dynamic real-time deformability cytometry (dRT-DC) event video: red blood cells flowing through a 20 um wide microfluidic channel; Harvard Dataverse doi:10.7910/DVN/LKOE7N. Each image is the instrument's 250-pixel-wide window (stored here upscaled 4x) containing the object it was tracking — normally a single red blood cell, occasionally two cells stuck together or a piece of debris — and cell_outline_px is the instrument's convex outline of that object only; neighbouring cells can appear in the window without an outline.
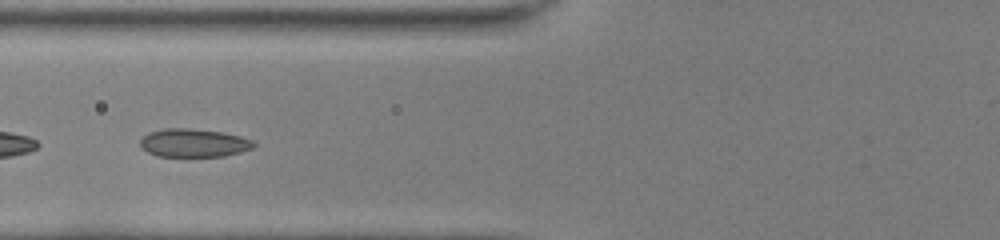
{"species": "common noctule bat (a hibernating species)", "species_latin": "Nyctalus noctula", "temperature_condition": "room temperature", "stored_images_in_passage": 45, "segment_of_instrument_passage": [2, 2], "camera_frame_rate_fps": 3000, "um_per_image_px": 0.085, "animal": {"sex": "female", "body_mass_g": 22.0, "forearm_length_mm": 56.7}, "frame": {"image": 1, "passage_image": 16, "time_ms": 5.0, "image_size_px": [1000, 240], "cell_outline_px": [[256, 144], [252, 148], [240, 152], [224, 156], [156, 156], [148, 152], [140, 144], [140, 140], [144, 136], [152, 132], [164, 128], [188, 128], [224, 132], [240, 136], [252, 140]], "centroid_in_image_um": [16.49, 12.14], "position_along_channel_um": 109.3, "area_um2": 18.55}}
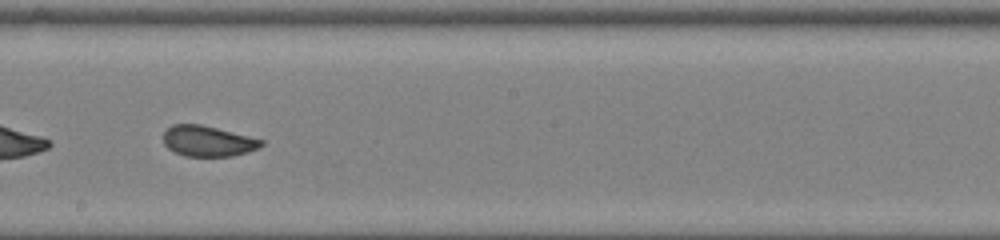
{"frame": {"image": 2, "passage_image": 25, "time_ms": 8.0, "image_size_px": [1000, 240], "cell_outline_px": [[264, 144], [260, 148], [248, 152], [232, 156], [184, 156], [168, 148], [164, 144], [164, 132], [172, 124], [200, 124], [264, 140]], "centroid_in_image_um": [17.68, 12.0], "position_along_channel_um": 230.5, "area_um2": 17.4}}
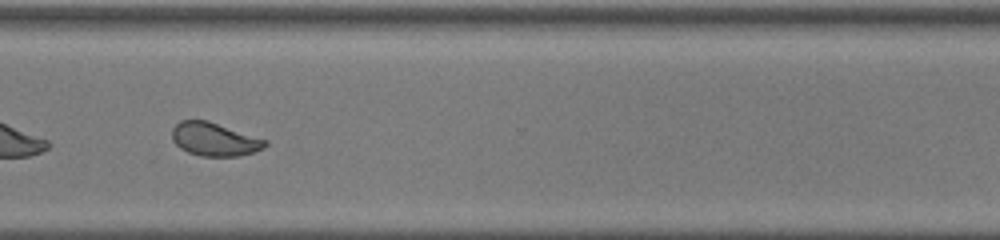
{"frame": {"image": 3, "passage_image": 34, "time_ms": 11.0, "image_size_px": [1000, 240], "cell_outline_px": [[268, 144], [264, 148], [240, 156], [200, 156], [188, 152], [180, 148], [172, 140], [172, 128], [180, 120], [208, 120], [268, 140]], "centroid_in_image_um": [18.23, 11.83], "position_along_channel_um": 352.4, "area_um2": 18.21}}